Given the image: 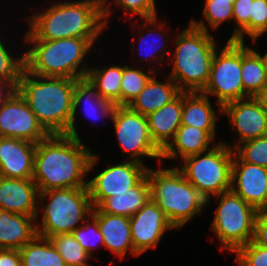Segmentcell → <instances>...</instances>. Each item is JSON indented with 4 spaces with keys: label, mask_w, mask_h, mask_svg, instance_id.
<instances>
[{
    "label": "cell",
    "mask_w": 267,
    "mask_h": 266,
    "mask_svg": "<svg viewBox=\"0 0 267 266\" xmlns=\"http://www.w3.org/2000/svg\"><path fill=\"white\" fill-rule=\"evenodd\" d=\"M98 158L82 139L51 134L37 143L33 181L39 192L87 187L88 172L93 170Z\"/></svg>",
    "instance_id": "obj_1"
},
{
    "label": "cell",
    "mask_w": 267,
    "mask_h": 266,
    "mask_svg": "<svg viewBox=\"0 0 267 266\" xmlns=\"http://www.w3.org/2000/svg\"><path fill=\"white\" fill-rule=\"evenodd\" d=\"M25 39H87L92 45L106 28L100 0L62 1L30 15Z\"/></svg>",
    "instance_id": "obj_2"
},
{
    "label": "cell",
    "mask_w": 267,
    "mask_h": 266,
    "mask_svg": "<svg viewBox=\"0 0 267 266\" xmlns=\"http://www.w3.org/2000/svg\"><path fill=\"white\" fill-rule=\"evenodd\" d=\"M206 25L204 19H191L188 27L175 38L169 77L181 92H202L209 81L212 60L218 47Z\"/></svg>",
    "instance_id": "obj_3"
},
{
    "label": "cell",
    "mask_w": 267,
    "mask_h": 266,
    "mask_svg": "<svg viewBox=\"0 0 267 266\" xmlns=\"http://www.w3.org/2000/svg\"><path fill=\"white\" fill-rule=\"evenodd\" d=\"M76 79L37 76L24 71L18 92L38 122L51 134H67L73 113Z\"/></svg>",
    "instance_id": "obj_4"
},
{
    "label": "cell",
    "mask_w": 267,
    "mask_h": 266,
    "mask_svg": "<svg viewBox=\"0 0 267 266\" xmlns=\"http://www.w3.org/2000/svg\"><path fill=\"white\" fill-rule=\"evenodd\" d=\"M30 48L25 52L26 71L45 77L71 79L86 78L88 69L84 59L92 45L87 39L57 40L25 39ZM86 64V65H85Z\"/></svg>",
    "instance_id": "obj_5"
},
{
    "label": "cell",
    "mask_w": 267,
    "mask_h": 266,
    "mask_svg": "<svg viewBox=\"0 0 267 266\" xmlns=\"http://www.w3.org/2000/svg\"><path fill=\"white\" fill-rule=\"evenodd\" d=\"M146 176L150 184L151 199L163 210L176 229H181L207 206V200L177 166L157 170L148 167Z\"/></svg>",
    "instance_id": "obj_6"
},
{
    "label": "cell",
    "mask_w": 267,
    "mask_h": 266,
    "mask_svg": "<svg viewBox=\"0 0 267 266\" xmlns=\"http://www.w3.org/2000/svg\"><path fill=\"white\" fill-rule=\"evenodd\" d=\"M46 198L49 202L43 204ZM38 204L41 206L38 205L36 220H39L41 208L43 216L42 222L36 224L37 234L45 238L72 233L92 216L94 208L87 187L39 192Z\"/></svg>",
    "instance_id": "obj_7"
},
{
    "label": "cell",
    "mask_w": 267,
    "mask_h": 266,
    "mask_svg": "<svg viewBox=\"0 0 267 266\" xmlns=\"http://www.w3.org/2000/svg\"><path fill=\"white\" fill-rule=\"evenodd\" d=\"M204 154V155H203ZM234 150L219 141L207 152L188 156L181 160L183 166L177 168L185 178L207 200L231 189V168Z\"/></svg>",
    "instance_id": "obj_8"
},
{
    "label": "cell",
    "mask_w": 267,
    "mask_h": 266,
    "mask_svg": "<svg viewBox=\"0 0 267 266\" xmlns=\"http://www.w3.org/2000/svg\"><path fill=\"white\" fill-rule=\"evenodd\" d=\"M214 197L220 201L211 231L220 242V250L235 253L253 240L258 211L231 190Z\"/></svg>",
    "instance_id": "obj_9"
},
{
    "label": "cell",
    "mask_w": 267,
    "mask_h": 266,
    "mask_svg": "<svg viewBox=\"0 0 267 266\" xmlns=\"http://www.w3.org/2000/svg\"><path fill=\"white\" fill-rule=\"evenodd\" d=\"M241 67L242 42L228 40L222 50H216L210 78L202 93L215 96L221 112L225 104L249 97L244 92Z\"/></svg>",
    "instance_id": "obj_10"
},
{
    "label": "cell",
    "mask_w": 267,
    "mask_h": 266,
    "mask_svg": "<svg viewBox=\"0 0 267 266\" xmlns=\"http://www.w3.org/2000/svg\"><path fill=\"white\" fill-rule=\"evenodd\" d=\"M111 120L122 153L130 155L126 160L130 157L131 160L142 163L144 156L157 158L161 165L162 151L152 141L147 116L133 111L129 106L116 105Z\"/></svg>",
    "instance_id": "obj_11"
},
{
    "label": "cell",
    "mask_w": 267,
    "mask_h": 266,
    "mask_svg": "<svg viewBox=\"0 0 267 266\" xmlns=\"http://www.w3.org/2000/svg\"><path fill=\"white\" fill-rule=\"evenodd\" d=\"M147 169V165L130 159L110 165L91 180L88 179L87 189L93 207L136 186L146 176Z\"/></svg>",
    "instance_id": "obj_12"
},
{
    "label": "cell",
    "mask_w": 267,
    "mask_h": 266,
    "mask_svg": "<svg viewBox=\"0 0 267 266\" xmlns=\"http://www.w3.org/2000/svg\"><path fill=\"white\" fill-rule=\"evenodd\" d=\"M49 135L18 91L0 107V137L37 144Z\"/></svg>",
    "instance_id": "obj_13"
},
{
    "label": "cell",
    "mask_w": 267,
    "mask_h": 266,
    "mask_svg": "<svg viewBox=\"0 0 267 266\" xmlns=\"http://www.w3.org/2000/svg\"><path fill=\"white\" fill-rule=\"evenodd\" d=\"M130 228L134 250L139 255L156 248L165 232L176 229L151 198L130 217Z\"/></svg>",
    "instance_id": "obj_14"
},
{
    "label": "cell",
    "mask_w": 267,
    "mask_h": 266,
    "mask_svg": "<svg viewBox=\"0 0 267 266\" xmlns=\"http://www.w3.org/2000/svg\"><path fill=\"white\" fill-rule=\"evenodd\" d=\"M222 113L227 115L230 126L239 137V142L233 146L224 143L233 150L245 141L267 135V112L254 97L227 103L222 107Z\"/></svg>",
    "instance_id": "obj_15"
},
{
    "label": "cell",
    "mask_w": 267,
    "mask_h": 266,
    "mask_svg": "<svg viewBox=\"0 0 267 266\" xmlns=\"http://www.w3.org/2000/svg\"><path fill=\"white\" fill-rule=\"evenodd\" d=\"M257 211L267 209V168L242 161L235 153L231 189Z\"/></svg>",
    "instance_id": "obj_16"
},
{
    "label": "cell",
    "mask_w": 267,
    "mask_h": 266,
    "mask_svg": "<svg viewBox=\"0 0 267 266\" xmlns=\"http://www.w3.org/2000/svg\"><path fill=\"white\" fill-rule=\"evenodd\" d=\"M37 144L17 138L0 137V176L33 178Z\"/></svg>",
    "instance_id": "obj_17"
},
{
    "label": "cell",
    "mask_w": 267,
    "mask_h": 266,
    "mask_svg": "<svg viewBox=\"0 0 267 266\" xmlns=\"http://www.w3.org/2000/svg\"><path fill=\"white\" fill-rule=\"evenodd\" d=\"M39 191L33 178L0 176V209L37 218Z\"/></svg>",
    "instance_id": "obj_18"
},
{
    "label": "cell",
    "mask_w": 267,
    "mask_h": 266,
    "mask_svg": "<svg viewBox=\"0 0 267 266\" xmlns=\"http://www.w3.org/2000/svg\"><path fill=\"white\" fill-rule=\"evenodd\" d=\"M92 216L97 220L103 235V247L121 259L125 258L128 249L135 257L139 256L131 238L130 217L106 214L98 207L93 208Z\"/></svg>",
    "instance_id": "obj_19"
},
{
    "label": "cell",
    "mask_w": 267,
    "mask_h": 266,
    "mask_svg": "<svg viewBox=\"0 0 267 266\" xmlns=\"http://www.w3.org/2000/svg\"><path fill=\"white\" fill-rule=\"evenodd\" d=\"M95 90V87L87 78L76 80L73 93V113L70 129L66 135L81 139L75 124V116H77L78 107H84L85 114L95 120H97L96 118L101 117L112 118L116 105L101 98Z\"/></svg>",
    "instance_id": "obj_20"
},
{
    "label": "cell",
    "mask_w": 267,
    "mask_h": 266,
    "mask_svg": "<svg viewBox=\"0 0 267 266\" xmlns=\"http://www.w3.org/2000/svg\"><path fill=\"white\" fill-rule=\"evenodd\" d=\"M182 92L169 104L147 116L150 136L154 144L163 151L181 126Z\"/></svg>",
    "instance_id": "obj_21"
},
{
    "label": "cell",
    "mask_w": 267,
    "mask_h": 266,
    "mask_svg": "<svg viewBox=\"0 0 267 266\" xmlns=\"http://www.w3.org/2000/svg\"><path fill=\"white\" fill-rule=\"evenodd\" d=\"M217 119L209 96L202 92H182L181 125L203 129L215 140Z\"/></svg>",
    "instance_id": "obj_22"
},
{
    "label": "cell",
    "mask_w": 267,
    "mask_h": 266,
    "mask_svg": "<svg viewBox=\"0 0 267 266\" xmlns=\"http://www.w3.org/2000/svg\"><path fill=\"white\" fill-rule=\"evenodd\" d=\"M37 235L36 218L0 209V249L20 250Z\"/></svg>",
    "instance_id": "obj_23"
},
{
    "label": "cell",
    "mask_w": 267,
    "mask_h": 266,
    "mask_svg": "<svg viewBox=\"0 0 267 266\" xmlns=\"http://www.w3.org/2000/svg\"><path fill=\"white\" fill-rule=\"evenodd\" d=\"M165 81L166 82L159 81L155 73L138 96L128 106L133 111L143 116H148L150 113L169 104L181 91L170 77H167Z\"/></svg>",
    "instance_id": "obj_24"
},
{
    "label": "cell",
    "mask_w": 267,
    "mask_h": 266,
    "mask_svg": "<svg viewBox=\"0 0 267 266\" xmlns=\"http://www.w3.org/2000/svg\"><path fill=\"white\" fill-rule=\"evenodd\" d=\"M214 139L203 129L181 125L169 145L162 151L161 159L184 158L211 149Z\"/></svg>",
    "instance_id": "obj_25"
},
{
    "label": "cell",
    "mask_w": 267,
    "mask_h": 266,
    "mask_svg": "<svg viewBox=\"0 0 267 266\" xmlns=\"http://www.w3.org/2000/svg\"><path fill=\"white\" fill-rule=\"evenodd\" d=\"M150 198V184L147 176H145L136 186L126 192L106 198L98 208L106 214L131 217Z\"/></svg>",
    "instance_id": "obj_26"
},
{
    "label": "cell",
    "mask_w": 267,
    "mask_h": 266,
    "mask_svg": "<svg viewBox=\"0 0 267 266\" xmlns=\"http://www.w3.org/2000/svg\"><path fill=\"white\" fill-rule=\"evenodd\" d=\"M123 66L111 65L104 67H93L88 69L86 78L95 87L96 92L115 105L121 106V80Z\"/></svg>",
    "instance_id": "obj_27"
},
{
    "label": "cell",
    "mask_w": 267,
    "mask_h": 266,
    "mask_svg": "<svg viewBox=\"0 0 267 266\" xmlns=\"http://www.w3.org/2000/svg\"><path fill=\"white\" fill-rule=\"evenodd\" d=\"M19 252L22 266H67L49 238L37 235Z\"/></svg>",
    "instance_id": "obj_28"
},
{
    "label": "cell",
    "mask_w": 267,
    "mask_h": 266,
    "mask_svg": "<svg viewBox=\"0 0 267 266\" xmlns=\"http://www.w3.org/2000/svg\"><path fill=\"white\" fill-rule=\"evenodd\" d=\"M242 83L244 92L254 97L266 84L267 73L260 55L242 42Z\"/></svg>",
    "instance_id": "obj_29"
},
{
    "label": "cell",
    "mask_w": 267,
    "mask_h": 266,
    "mask_svg": "<svg viewBox=\"0 0 267 266\" xmlns=\"http://www.w3.org/2000/svg\"><path fill=\"white\" fill-rule=\"evenodd\" d=\"M144 21V22H143ZM142 26H144V28L147 30L146 31V34H144L145 32H142V33H140L141 31L140 30H138L137 31V33H139V39L138 40H140L139 42H140V48H141V50H140V52L141 53H143L144 55H145V53L144 52H146L147 53V55H148V57H146L145 59L146 60H148V62H155V64H158L159 62H160V64L162 63V60H163V58H164V56L166 55V53L167 54H171V51L170 50H167V49H165V48H167V47H165L166 46V44H168V40H169V38H167V36H166V38L164 37V34H162V33H164V32H160L159 33V35L158 34H155V33H157V31L159 30V29H156V28H161L160 30H165V28H166V21H163V23H161L160 22V24H159V21H158V19H157V17H153V18H150V19H142ZM157 23L159 24V25H157ZM150 27V28H149ZM156 27V28H155ZM151 29V30H150ZM157 30V31H156ZM153 34H155L156 36L158 35L159 36V38H157V39H155L154 38V36H153ZM150 37V38H152L151 36H153V38L155 39V40H153V44L151 43V41H150V43L148 42V38L147 37ZM161 36V37H160ZM147 38V39H146ZM160 39V40H159ZM147 40V41H146ZM155 41V42H154ZM164 41L166 42L165 44H164ZM149 43V44H148ZM151 47H149V46ZM165 45V46H164ZM143 47H149L148 49L150 50V51H152V52H150L147 48H144L143 49ZM144 50V51H143ZM148 50V51H147ZM143 51V52H142ZM160 52V53H159ZM140 53V54H141ZM158 53H159V55H158ZM162 53V54H161ZM161 54V55H160ZM142 55V54H141ZM148 58V59H147Z\"/></svg>",
    "instance_id": "obj_30"
},
{
    "label": "cell",
    "mask_w": 267,
    "mask_h": 266,
    "mask_svg": "<svg viewBox=\"0 0 267 266\" xmlns=\"http://www.w3.org/2000/svg\"><path fill=\"white\" fill-rule=\"evenodd\" d=\"M52 245L63 258L67 266H90L92 256L75 239L72 233L49 237Z\"/></svg>",
    "instance_id": "obj_31"
},
{
    "label": "cell",
    "mask_w": 267,
    "mask_h": 266,
    "mask_svg": "<svg viewBox=\"0 0 267 266\" xmlns=\"http://www.w3.org/2000/svg\"><path fill=\"white\" fill-rule=\"evenodd\" d=\"M148 72H144V69L141 68V66L140 69L139 67L136 69L129 67L128 65L123 66V75L121 80V106H128L138 96L157 70L149 69Z\"/></svg>",
    "instance_id": "obj_32"
},
{
    "label": "cell",
    "mask_w": 267,
    "mask_h": 266,
    "mask_svg": "<svg viewBox=\"0 0 267 266\" xmlns=\"http://www.w3.org/2000/svg\"><path fill=\"white\" fill-rule=\"evenodd\" d=\"M112 3H115L116 6L120 7L125 12V15L128 13L127 16L131 14L132 17L139 16L142 19L157 17L155 0H113V2L100 0L102 17L106 27L109 15L113 11L111 7V5H113Z\"/></svg>",
    "instance_id": "obj_33"
},
{
    "label": "cell",
    "mask_w": 267,
    "mask_h": 266,
    "mask_svg": "<svg viewBox=\"0 0 267 266\" xmlns=\"http://www.w3.org/2000/svg\"><path fill=\"white\" fill-rule=\"evenodd\" d=\"M6 45L0 36V80L10 81L18 87L26 70L25 52L21 56L12 57V50L6 48Z\"/></svg>",
    "instance_id": "obj_34"
},
{
    "label": "cell",
    "mask_w": 267,
    "mask_h": 266,
    "mask_svg": "<svg viewBox=\"0 0 267 266\" xmlns=\"http://www.w3.org/2000/svg\"><path fill=\"white\" fill-rule=\"evenodd\" d=\"M234 153L242 161L267 168V135L239 144Z\"/></svg>",
    "instance_id": "obj_35"
},
{
    "label": "cell",
    "mask_w": 267,
    "mask_h": 266,
    "mask_svg": "<svg viewBox=\"0 0 267 266\" xmlns=\"http://www.w3.org/2000/svg\"><path fill=\"white\" fill-rule=\"evenodd\" d=\"M235 0H205L203 15L212 30L222 23L233 20V3Z\"/></svg>",
    "instance_id": "obj_36"
},
{
    "label": "cell",
    "mask_w": 267,
    "mask_h": 266,
    "mask_svg": "<svg viewBox=\"0 0 267 266\" xmlns=\"http://www.w3.org/2000/svg\"><path fill=\"white\" fill-rule=\"evenodd\" d=\"M253 0H235L233 3L234 31L228 40L244 42V36L250 37V14Z\"/></svg>",
    "instance_id": "obj_37"
},
{
    "label": "cell",
    "mask_w": 267,
    "mask_h": 266,
    "mask_svg": "<svg viewBox=\"0 0 267 266\" xmlns=\"http://www.w3.org/2000/svg\"><path fill=\"white\" fill-rule=\"evenodd\" d=\"M72 234L84 250L92 256V258L94 253L93 250L97 247L95 245L100 244L99 246H103V235L99 230L97 220L93 216L88 218L84 222V225L82 224V226L76 228Z\"/></svg>",
    "instance_id": "obj_38"
},
{
    "label": "cell",
    "mask_w": 267,
    "mask_h": 266,
    "mask_svg": "<svg viewBox=\"0 0 267 266\" xmlns=\"http://www.w3.org/2000/svg\"><path fill=\"white\" fill-rule=\"evenodd\" d=\"M235 253V262L239 266H267V248L257 245L253 240L241 246Z\"/></svg>",
    "instance_id": "obj_39"
},
{
    "label": "cell",
    "mask_w": 267,
    "mask_h": 266,
    "mask_svg": "<svg viewBox=\"0 0 267 266\" xmlns=\"http://www.w3.org/2000/svg\"><path fill=\"white\" fill-rule=\"evenodd\" d=\"M267 33V0H253L250 14V38L252 43Z\"/></svg>",
    "instance_id": "obj_40"
},
{
    "label": "cell",
    "mask_w": 267,
    "mask_h": 266,
    "mask_svg": "<svg viewBox=\"0 0 267 266\" xmlns=\"http://www.w3.org/2000/svg\"><path fill=\"white\" fill-rule=\"evenodd\" d=\"M253 241L267 248V209L258 211L256 215Z\"/></svg>",
    "instance_id": "obj_41"
},
{
    "label": "cell",
    "mask_w": 267,
    "mask_h": 266,
    "mask_svg": "<svg viewBox=\"0 0 267 266\" xmlns=\"http://www.w3.org/2000/svg\"><path fill=\"white\" fill-rule=\"evenodd\" d=\"M0 266H22L19 250L0 249Z\"/></svg>",
    "instance_id": "obj_42"
},
{
    "label": "cell",
    "mask_w": 267,
    "mask_h": 266,
    "mask_svg": "<svg viewBox=\"0 0 267 266\" xmlns=\"http://www.w3.org/2000/svg\"><path fill=\"white\" fill-rule=\"evenodd\" d=\"M18 87L10 81L0 80V107L7 102L16 92Z\"/></svg>",
    "instance_id": "obj_43"
},
{
    "label": "cell",
    "mask_w": 267,
    "mask_h": 266,
    "mask_svg": "<svg viewBox=\"0 0 267 266\" xmlns=\"http://www.w3.org/2000/svg\"><path fill=\"white\" fill-rule=\"evenodd\" d=\"M254 98L267 112V84L254 96Z\"/></svg>",
    "instance_id": "obj_44"
},
{
    "label": "cell",
    "mask_w": 267,
    "mask_h": 266,
    "mask_svg": "<svg viewBox=\"0 0 267 266\" xmlns=\"http://www.w3.org/2000/svg\"><path fill=\"white\" fill-rule=\"evenodd\" d=\"M257 53L260 55V57L263 61V64H264V68H265L266 73H267V53H265L263 56L259 52H257Z\"/></svg>",
    "instance_id": "obj_45"
}]
</instances>
